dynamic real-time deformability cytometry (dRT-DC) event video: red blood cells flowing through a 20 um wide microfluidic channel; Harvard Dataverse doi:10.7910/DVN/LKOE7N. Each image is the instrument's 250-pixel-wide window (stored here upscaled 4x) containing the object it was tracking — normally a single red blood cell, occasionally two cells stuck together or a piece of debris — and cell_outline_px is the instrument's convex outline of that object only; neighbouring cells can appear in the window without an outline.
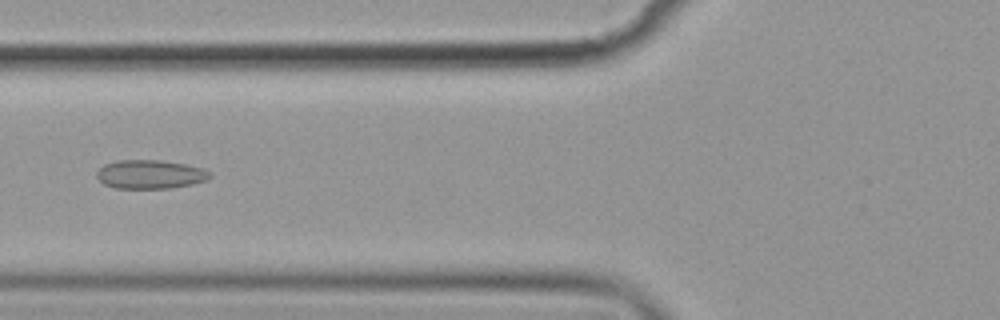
{"species": "common noctule bat (a hibernating species)", "species_latin": "Nyctalus noctula", "temperature_condition": "cold", "stored_images_in_passage": 5, "camera_frame_rate_fps": 3000, "um_per_image_px": 0.085, "animal": {"sex": "female", "body_mass_g": 19.9}, "frame": {"image": 1, "passage_image": 3, "time_ms": 2.333, "image_size_px": [1000, 320], "cell_outline_px": [[212, 176], [208, 180], [192, 184], [172, 188], [116, 188], [104, 184], [96, 176], [96, 172], [104, 164], [116, 160], [160, 160], [184, 164], [204, 168], [212, 172]], "centroid_in_image_um": [12.8, 14.81], "position_along_channel_um": 113.0, "area_um2": 19.13}}
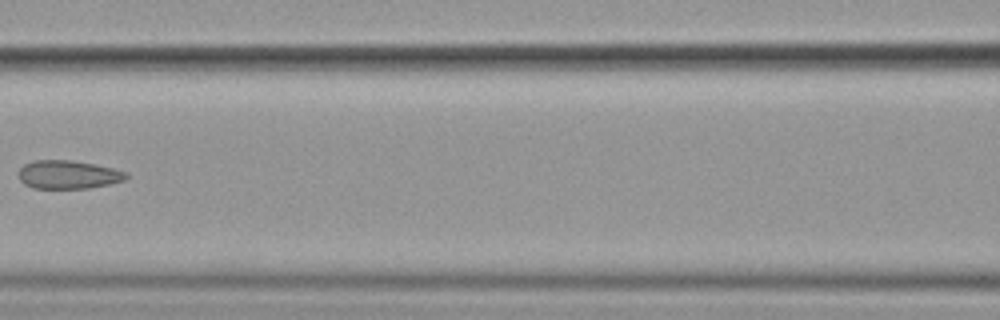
{"frame": {"image": 2, "passage_image": 4, "time_ms": 3.667, "image_size_px": [1000, 320], "cell_outline_px": [[128, 176], [124, 180], [108, 184], [88, 188], [32, 188], [24, 184], [20, 180], [20, 168], [24, 164], [36, 160], [72, 160], [112, 168], [124, 172]], "centroid_in_image_um": [5.76, 14.84], "position_along_channel_um": 160.8, "area_um2": 17.51}}
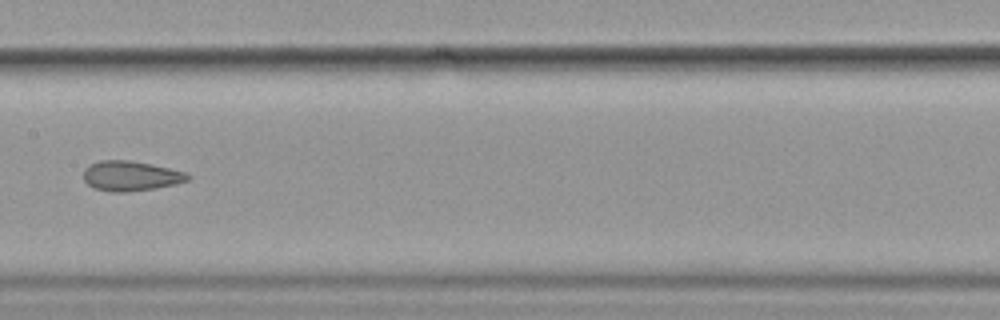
{"frame": {"image": 3, "passage_image": 5, "time_ms": 4.667, "image_size_px": [1000, 320], "cell_outline_px": [[192, 176], [188, 180], [176, 184], [156, 188], [124, 192], [112, 192], [92, 188], [84, 180], [84, 168], [88, 164], [100, 160], [128, 160], [152, 164], [188, 172]], "centroid_in_image_um": [11.12, 14.95], "position_along_channel_um": 196.3, "area_um2": 18.44}}